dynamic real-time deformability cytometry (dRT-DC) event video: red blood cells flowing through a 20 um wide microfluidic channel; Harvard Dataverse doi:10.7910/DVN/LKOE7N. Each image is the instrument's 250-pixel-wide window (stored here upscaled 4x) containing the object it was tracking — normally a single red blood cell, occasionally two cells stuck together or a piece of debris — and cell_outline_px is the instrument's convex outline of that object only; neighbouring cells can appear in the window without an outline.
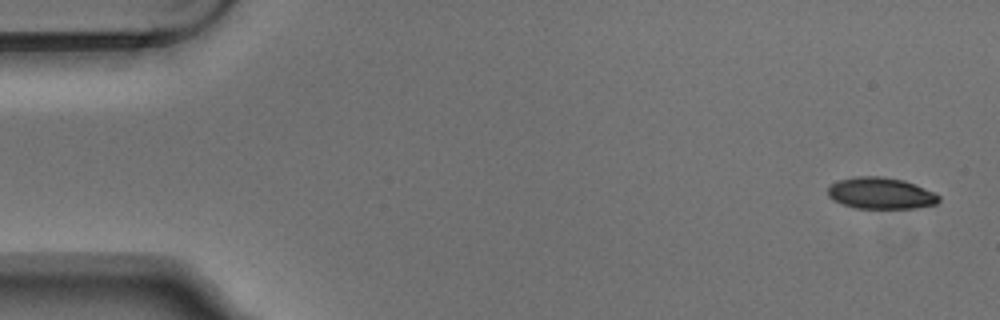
{"species": "Egyptian fruit bat (a non-hibernating species)", "species_latin": "Rousettus aegyptiacus", "temperature_condition": "warm", "stored_images_in_passage": 5, "camera_frame_rate_fps": 3000, "um_per_image_px": 0.085, "animal": {"sex": "male"}, "frame": {"image": 1, "passage_image": 1, "time_ms": 0.0, "image_size_px": [1000, 320], "cell_outline_px": [[940, 200], [936, 204], [916, 208], [856, 208], [832, 200], [828, 196], [828, 188], [832, 184], [840, 180], [856, 176], [880, 176], [904, 180], [932, 192], [940, 196]], "centroid_in_image_um": [74.85, 16.43], "position_along_channel_um": 10.1, "area_um2": 20.17}}
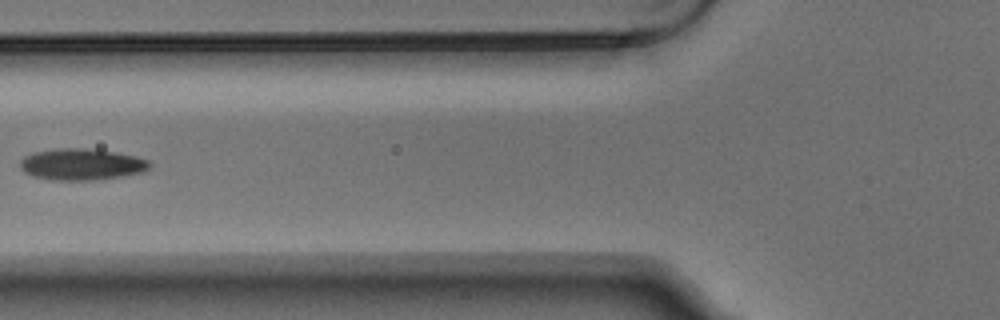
{"frame": {"image": 2, "passage_image": 4, "time_ms": 1.0, "image_size_px": [1000, 320], "cell_outline_px": [[152, 164], [148, 168], [140, 172], [120, 176], [96, 180], [52, 180], [32, 176], [24, 172], [20, 168], [20, 160], [24, 156], [32, 152], [56, 148], [84, 148], [112, 152], [136, 156], [148, 160]], "centroid_in_image_um": [6.87, 13.97], "position_along_channel_um": 118.9, "area_um2": 23.7}}
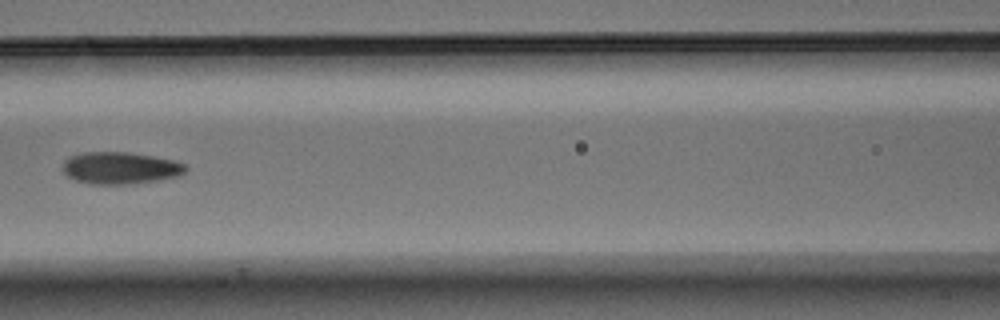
{"frame": {"image": 3, "passage_image": 5, "time_ms": 1.333, "image_size_px": [1000, 320], "cell_outline_px": [[188, 168], [180, 176], [160, 180], [136, 184], [88, 184], [72, 180], [64, 172], [64, 160], [68, 156], [80, 152], [128, 152], [176, 160], [184, 164]], "centroid_in_image_um": [10.22, 14.29], "position_along_channel_um": 156.4, "area_um2": 23.35}}